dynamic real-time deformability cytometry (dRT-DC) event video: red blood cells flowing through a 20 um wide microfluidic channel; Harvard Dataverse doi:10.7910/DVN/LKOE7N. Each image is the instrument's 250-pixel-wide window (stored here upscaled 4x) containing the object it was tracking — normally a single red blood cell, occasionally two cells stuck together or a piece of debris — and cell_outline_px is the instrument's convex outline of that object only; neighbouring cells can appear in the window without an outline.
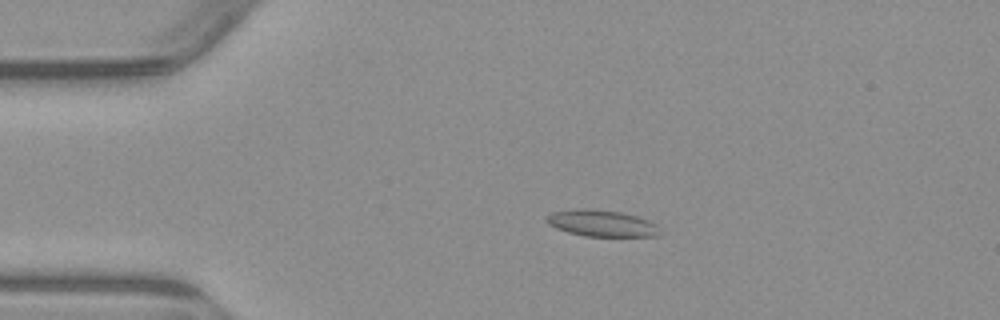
{"species": "common noctule bat (a hibernating species)", "species_latin": "Nyctalus noctula", "temperature_condition": "warm", "stored_images_in_passage": 4, "camera_frame_rate_fps": 3000, "um_per_image_px": 0.085, "animal": {"sex": "male", "body_mass_g": 23.1, "forearm_length_mm": 52.7}, "frame": {"image": 1, "passage_image": 3, "time_ms": 2.333, "image_size_px": [1000, 320], "cell_outline_px": [[660, 236], [584, 236], [568, 232], [556, 228], [548, 224], [544, 220], [544, 216], [552, 212], [584, 208], [620, 212], [636, 216], [648, 220], [656, 224], [660, 232]], "centroid_in_image_um": [51.11, 18.98], "position_along_channel_um": 33.9, "area_um2": 17.46}}